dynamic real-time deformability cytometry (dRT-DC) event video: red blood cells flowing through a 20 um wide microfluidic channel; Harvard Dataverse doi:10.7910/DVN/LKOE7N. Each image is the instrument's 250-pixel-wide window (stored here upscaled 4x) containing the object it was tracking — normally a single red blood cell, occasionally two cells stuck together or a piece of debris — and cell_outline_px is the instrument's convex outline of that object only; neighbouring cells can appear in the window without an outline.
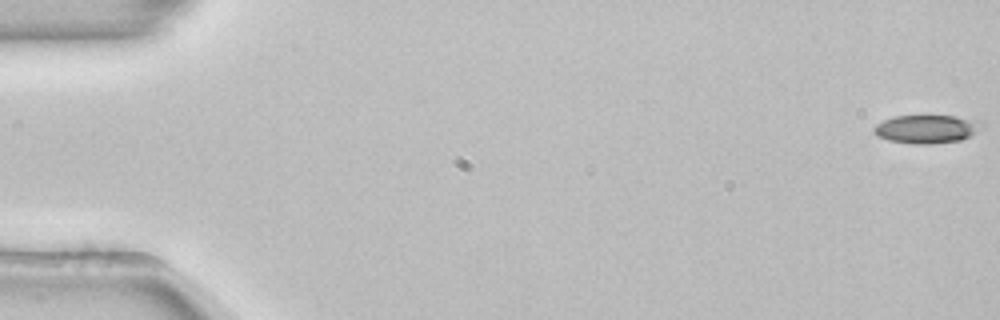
{"species": "common noctule bat (a hibernating species)", "species_latin": "Nyctalus noctula", "temperature_condition": "room temperature", "stored_images_in_passage": 14, "camera_frame_rate_fps": 3000, "um_per_image_px": 0.085, "animal": {"sex": "female", "body_mass_g": 22.7, "forearm_length_mm": 54.2}, "frame": {"image": 1, "passage_image": 1, "time_ms": 0.0, "image_size_px": [1000, 320], "cell_outline_px": [[984, 128], [960, 140], [928, 144], [912, 144], [888, 140], [876, 136], [872, 132], [872, 128], [876, 124], [884, 120], [896, 116], [952, 116], [984, 120]], "centroid_in_image_um": [78.78, 10.96], "position_along_channel_um": 6.2, "area_um2": 18.03}}
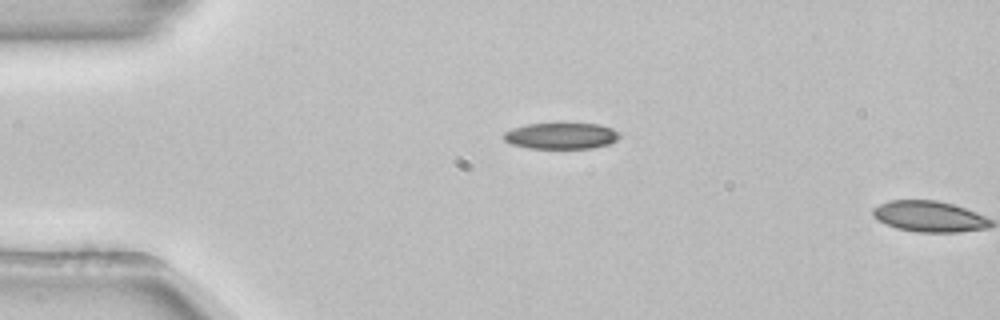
{"frame": {"image": 2, "passage_image": 13, "time_ms": 4.0, "image_size_px": [1000, 320], "cell_outline_px": [[620, 136], [616, 140], [608, 144], [592, 148], [528, 148], [512, 144], [504, 140], [500, 136], [504, 132], [512, 128], [524, 124], [600, 124], [612, 128], [620, 132]], "centroid_in_image_um": [47.67, 11.54], "position_along_channel_um": 37.3, "area_um2": 17.74}}